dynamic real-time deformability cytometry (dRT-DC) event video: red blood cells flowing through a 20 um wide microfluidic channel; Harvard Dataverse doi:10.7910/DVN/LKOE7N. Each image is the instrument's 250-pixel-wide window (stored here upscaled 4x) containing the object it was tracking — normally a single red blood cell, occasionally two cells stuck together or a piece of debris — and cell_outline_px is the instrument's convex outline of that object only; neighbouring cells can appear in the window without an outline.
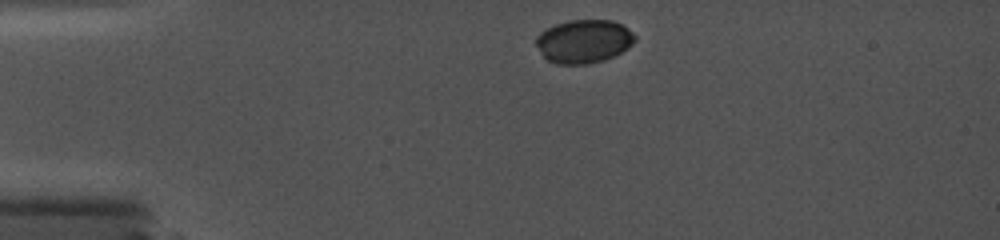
{"species": "common noctule bat (a hibernating species)", "species_latin": "Nyctalus noctula", "temperature_condition": "cold", "stored_images_in_passage": 12, "camera_frame_rate_fps": 5000, "um_per_image_px": 0.085, "animal": {"sex": "female", "body_mass_g": 19.0, "forearm_length_mm": 56.7}, "frame": {"image": 1, "passage_image": 1, "time_ms": 0.0, "image_size_px": [1000, 240], "cell_outline_px": [[636, 40], [628, 48], [604, 60], [588, 64], [556, 64], [548, 60], [544, 56], [536, 44], [536, 36], [540, 32], [556, 24], [568, 20], [612, 20], [628, 28], [636, 36]], "centroid_in_image_um": [49.63, 3.51], "position_along_channel_um": 35.4, "area_um2": 24.91}}
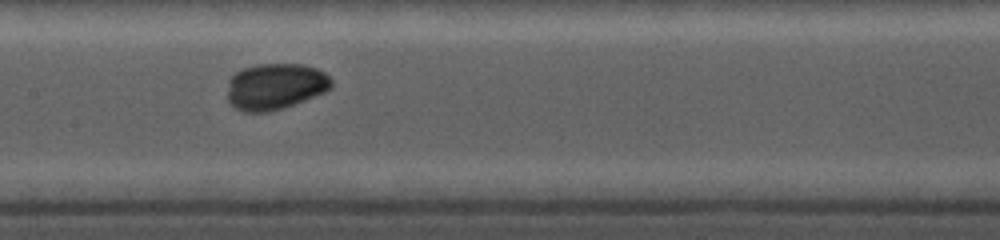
{"frame": {"image": 2, "passage_image": 8, "time_ms": 5.2, "image_size_px": [1000, 240], "cell_outline_px": [[332, 88], [324, 92], [284, 108], [268, 112], [244, 112], [228, 104], [228, 80], [236, 72], [244, 68], [256, 64], [304, 64], [316, 68], [324, 72], [332, 80]], "centroid_in_image_um": [23.38, 7.35], "position_along_channel_um": 184.0, "area_um2": 28.21}}
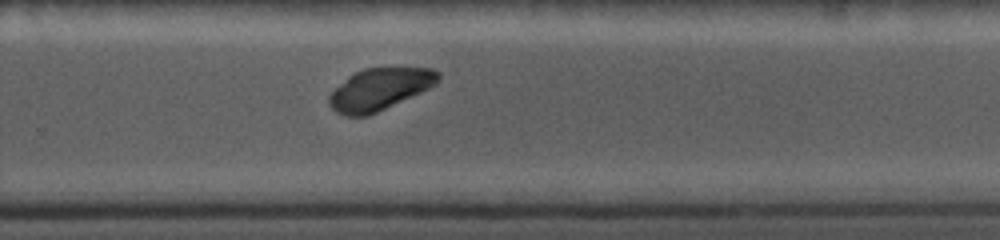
{"frame": {"image": 3, "passage_image": 12, "time_ms": 8.2, "image_size_px": [1000, 240], "cell_outline_px": [[440, 80], [436, 84], [420, 92], [368, 116], [344, 116], [336, 112], [328, 104], [328, 96], [348, 76], [364, 68], [432, 68], [440, 72]], "centroid_in_image_um": [32.26, 7.58], "position_along_channel_um": 297.5, "area_um2": 26.36}}